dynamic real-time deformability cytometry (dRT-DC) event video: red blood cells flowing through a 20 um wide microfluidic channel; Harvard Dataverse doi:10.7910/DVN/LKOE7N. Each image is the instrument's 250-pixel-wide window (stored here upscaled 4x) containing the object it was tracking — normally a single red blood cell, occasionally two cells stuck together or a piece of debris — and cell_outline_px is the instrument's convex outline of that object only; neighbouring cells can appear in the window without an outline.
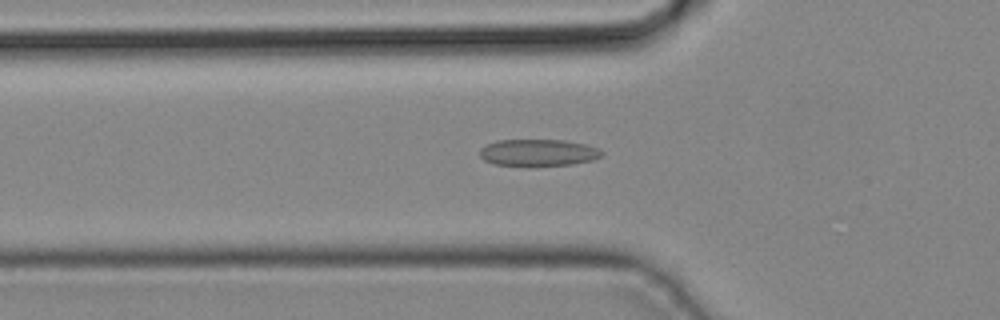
{"species": "common noctule bat (a hibernating species)", "species_latin": "Nyctalus noctula", "temperature_condition": "cold", "stored_images_in_passage": 39, "camera_frame_rate_fps": 3000, "um_per_image_px": 0.085, "animal": {"sex": "male", "body_mass_g": 19.2, "forearm_length_mm": 51.8}, "frame": {"image": 1, "passage_image": 14, "time_ms": 4.333, "image_size_px": [1000, 320], "cell_outline_px": [[604, 152], [600, 156], [592, 160], [572, 164], [496, 164], [484, 160], [480, 156], [480, 148], [496, 140], [564, 140], [584, 144], [600, 148]], "centroid_in_image_um": [45.77, 12.94], "position_along_channel_um": 80.0, "area_um2": 18.5}}
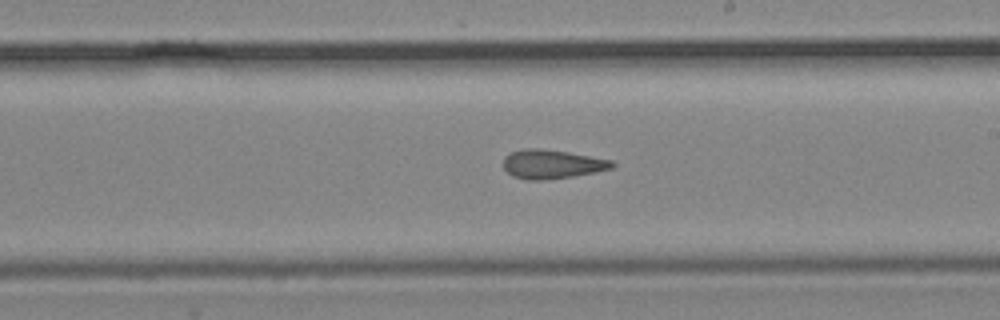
{"frame": {"image": 2, "passage_image": 24, "time_ms": 7.667, "image_size_px": [1000, 320], "cell_outline_px": [[616, 164], [612, 168], [572, 176], [544, 180], [528, 180], [512, 176], [504, 168], [504, 156], [512, 152], [524, 148], [540, 148], [568, 152], [612, 160]], "centroid_in_image_um": [46.89, 13.94], "position_along_channel_um": 242.1, "area_um2": 18.21}}
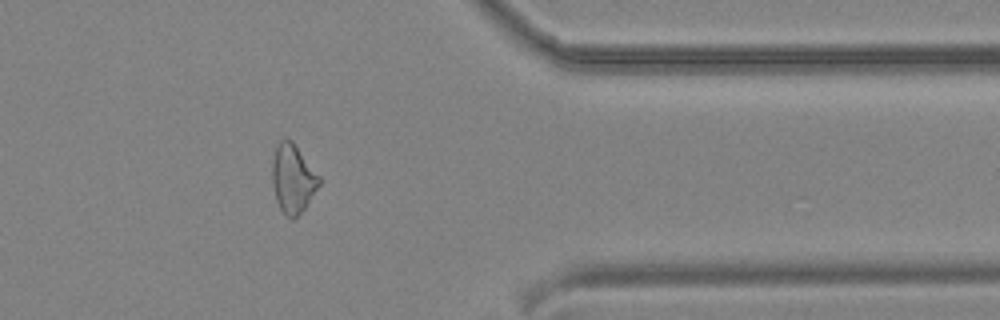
{"frame": {"image": 3, "passage_image": 34, "time_ms": 11.0, "image_size_px": [1000, 320], "cell_outline_px": [[320, 184], [304, 208], [292, 220], [280, 208], [276, 200], [272, 184], [272, 160], [276, 144], [280, 140], [292, 140], [320, 176]], "centroid_in_image_um": [24.88, 15.15], "position_along_channel_um": 386.5, "area_um2": 18.61}}